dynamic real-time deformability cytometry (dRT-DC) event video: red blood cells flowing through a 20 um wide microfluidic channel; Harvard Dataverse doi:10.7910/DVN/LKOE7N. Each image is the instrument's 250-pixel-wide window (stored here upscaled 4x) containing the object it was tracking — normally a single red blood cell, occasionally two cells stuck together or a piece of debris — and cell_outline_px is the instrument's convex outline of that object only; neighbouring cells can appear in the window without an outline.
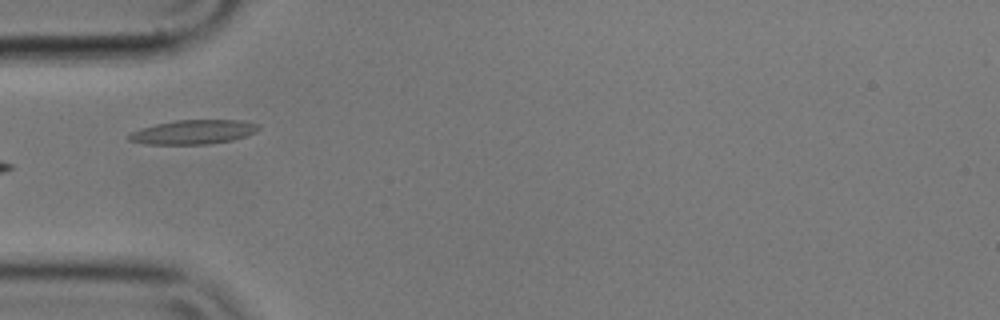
{"species": "common noctule bat (a hibernating species)", "species_latin": "Nyctalus noctula", "temperature_condition": "cold", "stored_images_in_passage": 4, "camera_frame_rate_fps": 3000, "um_per_image_px": 0.085, "animal": {"sex": "male", "body_mass_g": 17.9}, "frame": {"image": 1, "passage_image": 4, "time_ms": 1.0, "image_size_px": [1000, 320], "cell_outline_px": [[260, 128], [256, 132], [232, 140], [208, 144], [144, 144], [128, 140], [128, 136], [132, 132], [140, 128], [156, 124], [176, 120], [244, 120], [260, 124]], "centroid_in_image_um": [16.46, 11.21], "position_along_channel_um": 68.5, "area_um2": 18.32}}